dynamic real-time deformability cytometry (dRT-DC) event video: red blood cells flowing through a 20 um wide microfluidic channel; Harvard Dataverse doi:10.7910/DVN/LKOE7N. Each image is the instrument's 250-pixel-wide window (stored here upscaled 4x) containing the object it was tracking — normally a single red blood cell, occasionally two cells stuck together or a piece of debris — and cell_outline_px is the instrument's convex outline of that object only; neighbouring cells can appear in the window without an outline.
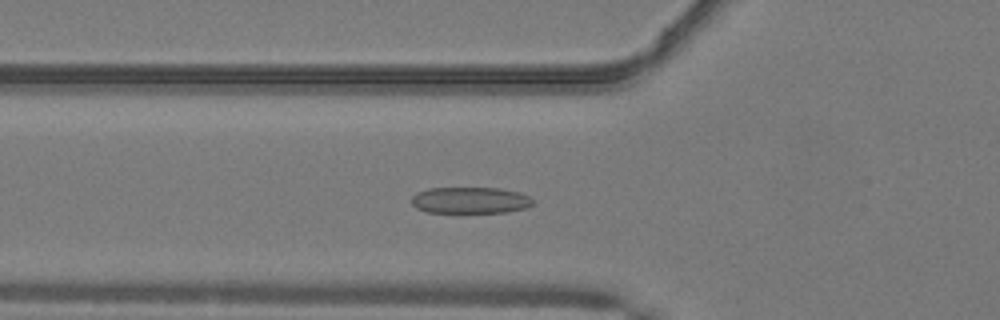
{"species": "common noctule bat (a hibernating species)", "species_latin": "Nyctalus noctula", "temperature_condition": "warm", "stored_images_in_passage": 34, "camera_frame_rate_fps": 3000, "um_per_image_px": 0.085, "animal": {"sex": "male", "body_mass_g": 19.2, "forearm_length_mm": 51.8}, "frame": {"image": 1, "passage_image": 7, "time_ms": 2.0, "image_size_px": [1000, 320], "cell_outline_px": [[532, 204], [524, 208], [508, 212], [428, 212], [416, 208], [412, 204], [412, 196], [416, 192], [428, 188], [500, 188], [520, 192], [528, 196], [532, 200]], "centroid_in_image_um": [39.94, 17.01], "position_along_channel_um": 85.9, "area_um2": 18.61}}
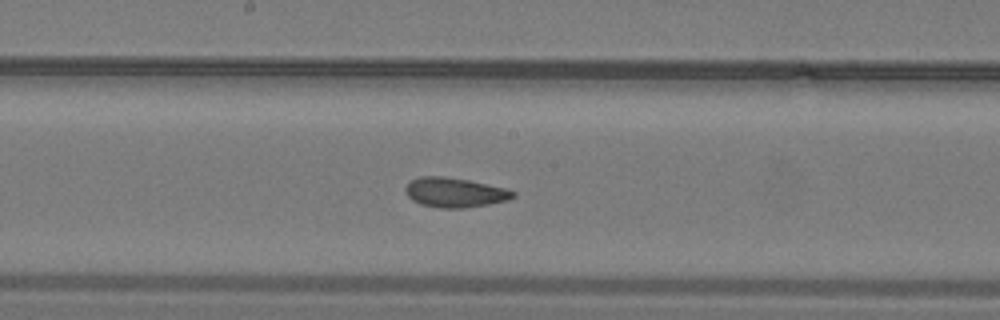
{"frame": {"image": 2, "passage_image": 16, "time_ms": 5.0, "image_size_px": [1000, 320], "cell_outline_px": [[516, 196], [508, 200], [488, 204], [464, 208], [440, 208], [420, 204], [412, 200], [408, 196], [404, 188], [412, 180], [420, 176], [444, 176], [468, 180], [508, 188], [516, 192]], "centroid_in_image_um": [38.68, 16.36], "position_along_channel_um": 209.5, "area_um2": 18.67}}
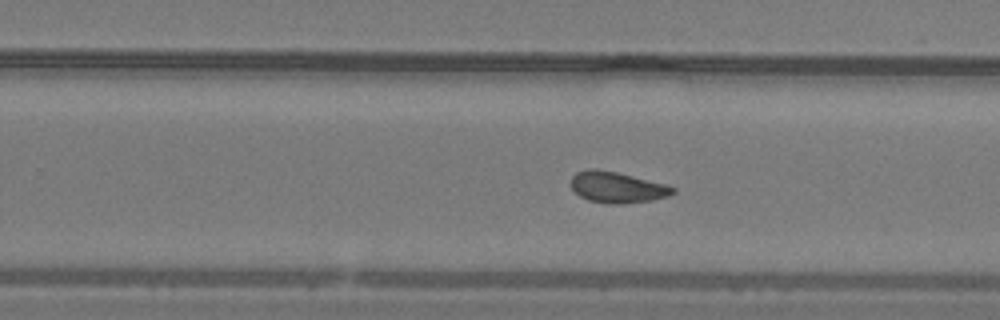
{"frame": {"image": 3, "passage_image": 21, "time_ms": 6.667, "image_size_px": [1000, 320], "cell_outline_px": [[676, 192], [668, 196], [652, 200], [620, 204], [604, 204], [588, 200], [580, 196], [572, 188], [572, 176], [576, 172], [588, 168], [596, 168], [616, 172], [668, 184], [676, 188]], "centroid_in_image_um": [52.48, 15.92], "position_along_channel_um": 277.3, "area_um2": 18.61}, "authors_computed_cell_mechanics": {"area_um2": 18.6116, "velocity_mm_per_s": 4.0921, "shape_relaxation_time_tau1_ms": 9.6343, "shape_relaxation_time_tau2_ms": 1.2942, "deformation_change_tau1": 0.213, "deformation_change_tau2": 0.0813}}